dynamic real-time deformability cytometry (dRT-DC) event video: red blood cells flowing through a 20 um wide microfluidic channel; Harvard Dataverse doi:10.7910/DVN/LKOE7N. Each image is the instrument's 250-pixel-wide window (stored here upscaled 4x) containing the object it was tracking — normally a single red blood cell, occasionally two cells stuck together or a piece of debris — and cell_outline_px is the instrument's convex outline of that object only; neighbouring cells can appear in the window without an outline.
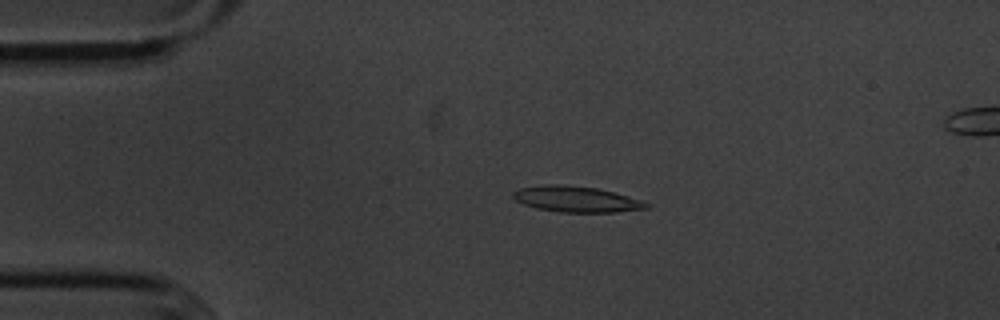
{"species": "common noctule bat (a hibernating species)", "species_latin": "Nyctalus noctula", "temperature_condition": "cold", "stored_images_in_passage": 48, "segment_of_instrument_passage": [1, 2], "camera_frame_rate_fps": 3000, "um_per_image_px": 0.085, "animal": {"sex": "male", "body_mass_g": 20.1, "forearm_length_mm": 53.5}, "frame": {"image": 1, "passage_image": 3, "time_ms": 0.667, "image_size_px": [1000, 320], "cell_outline_px": [[652, 204], [648, 208], [616, 212], [560, 212], [536, 208], [524, 204], [516, 200], [512, 196], [512, 192], [520, 188], [544, 184], [564, 184], [596, 188], [612, 192], [640, 200]], "centroid_in_image_um": [48.96, 16.93], "position_along_channel_um": 36.0, "area_um2": 20.0}}
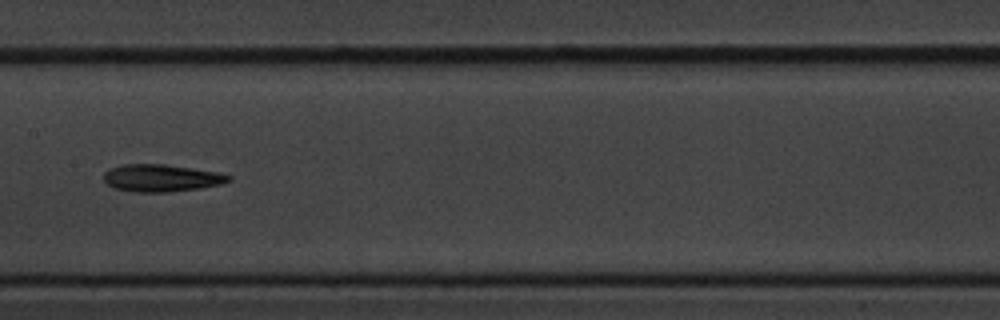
{"frame": {"image": 2, "passage_image": 19, "time_ms": 6.0, "image_size_px": [1000, 320], "cell_outline_px": [[232, 180], [220, 184], [200, 188], [168, 192], [136, 192], [116, 188], [108, 184], [104, 180], [104, 172], [108, 168], [124, 164], [164, 164], [192, 168], [216, 172], [232, 176]], "centroid_in_image_um": [13.7, 15.12], "position_along_channel_um": 193.7, "area_um2": 19.77}}
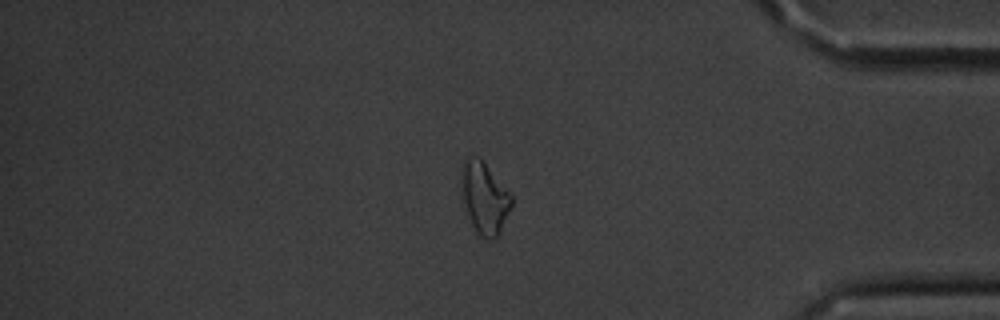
{"frame": {"image": 3, "passage_image": 38, "time_ms": 12.333, "image_size_px": [1000, 320], "cell_outline_px": [[512, 204], [500, 236], [492, 240], [488, 240], [476, 236], [468, 216], [464, 200], [460, 180], [460, 172], [464, 160], [468, 156], [480, 156], [512, 192]], "centroid_in_image_um": [41.2, 16.83], "position_along_channel_um": 394.0, "area_um2": 21.85}}